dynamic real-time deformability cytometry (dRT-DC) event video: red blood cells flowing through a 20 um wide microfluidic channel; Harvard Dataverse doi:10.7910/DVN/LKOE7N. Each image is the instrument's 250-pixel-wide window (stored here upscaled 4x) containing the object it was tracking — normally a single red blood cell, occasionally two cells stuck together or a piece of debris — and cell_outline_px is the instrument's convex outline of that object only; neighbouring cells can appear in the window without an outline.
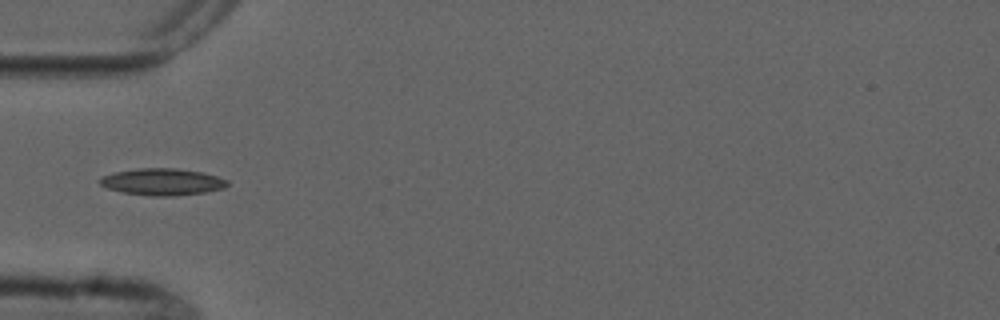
{"species": "common noctule bat (a hibernating species)", "species_latin": "Nyctalus noctula", "temperature_condition": "cold", "stored_images_in_passage": 7, "camera_frame_rate_fps": 3000, "um_per_image_px": 0.085, "animal": {"sex": "male", "forearm_length_mm": 52.5}, "frame": {"image": 1, "passage_image": 6, "time_ms": 5.667, "image_size_px": [1000, 320], "cell_outline_px": [[228, 184], [224, 188], [204, 192], [172, 196], [152, 196], [124, 192], [108, 188], [100, 184], [100, 180], [104, 176], [116, 172], [136, 168], [176, 168], [200, 172], [216, 176], [228, 180]], "centroid_in_image_um": [13.82, 15.45], "position_along_channel_um": 71.2, "area_um2": 19.59}}
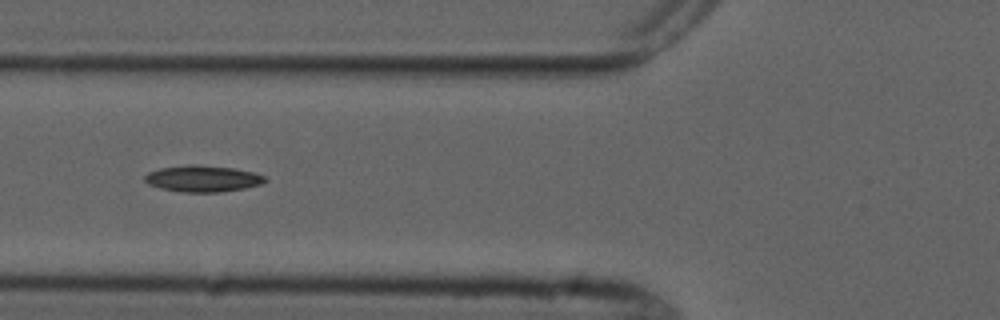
{"frame": {"image": 2, "passage_image": 7, "time_ms": 6.667, "image_size_px": [1000, 320], "cell_outline_px": [[268, 180], [260, 184], [244, 188], [220, 192], [184, 192], [160, 188], [148, 184], [144, 180], [144, 176], [148, 172], [160, 168], [188, 164], [196, 164], [232, 168], [256, 172], [264, 176]], "centroid_in_image_um": [17.22, 15.17], "position_along_channel_um": 108.6, "area_um2": 18.55}}